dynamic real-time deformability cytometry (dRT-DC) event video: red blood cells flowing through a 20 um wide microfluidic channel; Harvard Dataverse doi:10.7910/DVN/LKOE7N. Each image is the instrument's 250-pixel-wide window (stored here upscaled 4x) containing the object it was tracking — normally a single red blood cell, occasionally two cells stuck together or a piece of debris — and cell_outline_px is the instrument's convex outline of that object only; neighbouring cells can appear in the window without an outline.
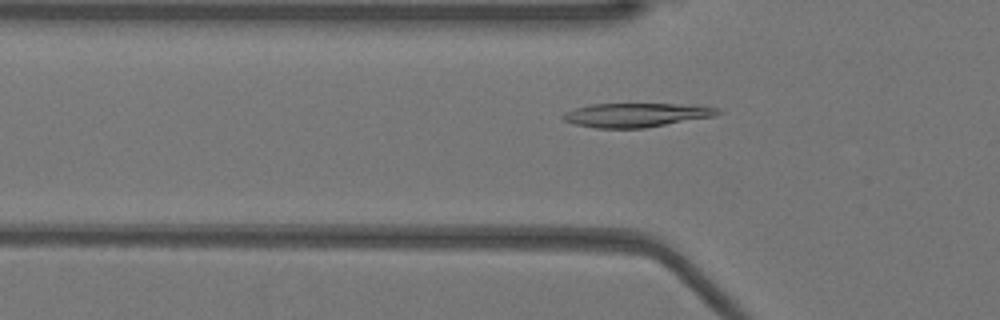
{"species": "Egyptian fruit bat (a non-hibernating species)", "species_latin": "Rousettus aegyptiacus", "temperature_condition": "warm", "stored_images_in_passage": 40, "camera_frame_rate_fps": 3000, "um_per_image_px": 0.085, "animal": {"sex": "female"}, "frame": {"image": 1, "passage_image": 12, "time_ms": 3.667, "image_size_px": [1000, 320], "cell_outline_px": [[724, 112], [716, 116], [644, 128], [596, 128], [576, 124], [564, 120], [560, 116], [564, 112], [576, 108], [592, 104], [696, 104], [720, 108]], "centroid_in_image_um": [54.16, 9.77], "position_along_channel_um": 71.6, "area_um2": 21.85}}
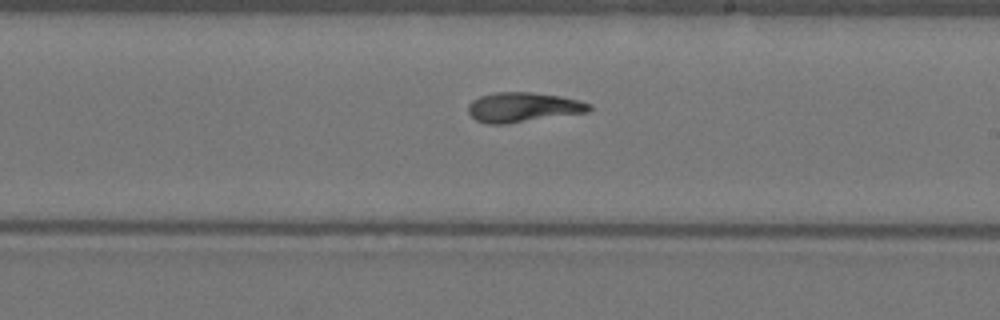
{"frame": {"image": 2, "passage_image": 25, "time_ms": 8.0, "image_size_px": [1000, 320], "cell_outline_px": [[592, 108], [588, 112], [508, 124], [488, 124], [476, 120], [468, 112], [468, 104], [472, 100], [480, 96], [496, 92], [532, 92], [560, 96], [580, 100], [592, 104]], "centroid_in_image_um": [44.47, 9.12], "position_along_channel_um": 244.5, "area_um2": 21.15}}
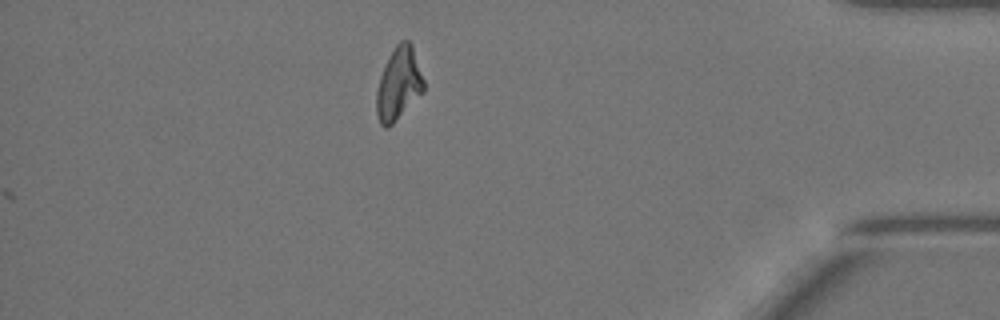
{"frame": {"image": 3, "passage_image": 40, "time_ms": 13.0, "image_size_px": [1000, 320], "cell_outline_px": [[424, 92], [388, 128], [384, 128], [380, 124], [376, 116], [376, 92], [380, 76], [396, 44], [400, 40], [408, 40], [412, 44], [424, 80]], "centroid_in_image_um": [33.88, 7.15], "position_along_channel_um": 401.3, "area_um2": 19.94}, "authors_computed_cell_mechanics": {"area_um2": 20.6924, "velocity_mm_per_s": 3.9637, "shape_relaxation_time_tau1_ms": 5.4308, "shape_relaxation_time_tau2_ms": 6.8576, "deformation_change_tau1": 0.2096, "deformation_change_tau2": 0.0932}}